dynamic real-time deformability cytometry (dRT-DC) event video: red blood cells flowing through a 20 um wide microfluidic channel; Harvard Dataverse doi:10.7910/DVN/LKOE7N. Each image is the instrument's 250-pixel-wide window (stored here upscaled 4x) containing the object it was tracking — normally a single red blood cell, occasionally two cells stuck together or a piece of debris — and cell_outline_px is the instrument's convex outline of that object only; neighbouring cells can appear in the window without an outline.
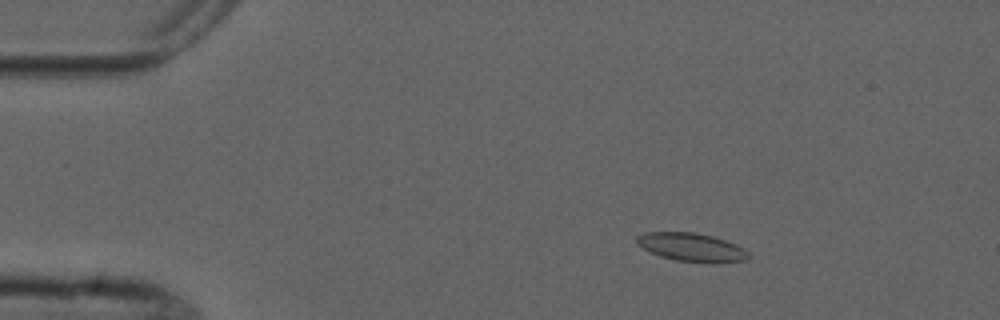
{"species": "common noctule bat (a hibernating species)", "species_latin": "Nyctalus noctula", "temperature_condition": "cold", "stored_images_in_passage": 5, "camera_frame_rate_fps": 3000, "um_per_image_px": 0.085, "animal": {"sex": "male", "forearm_length_mm": 52.5}, "frame": {"image": 1, "passage_image": 3, "time_ms": 2.333, "image_size_px": [1000, 320], "cell_outline_px": [[748, 260], [716, 264], [712, 264], [676, 260], [660, 256], [636, 244], [636, 236], [644, 232], [696, 232], [712, 236], [736, 244], [748, 252]], "centroid_in_image_um": [58.8, 21.03], "position_along_channel_um": 26.2, "area_um2": 18.67}}